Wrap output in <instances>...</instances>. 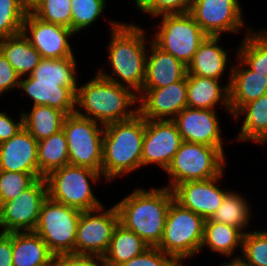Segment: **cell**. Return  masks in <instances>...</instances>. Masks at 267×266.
<instances>
[{
  "instance_id": "6da1fadb",
  "label": "cell",
  "mask_w": 267,
  "mask_h": 266,
  "mask_svg": "<svg viewBox=\"0 0 267 266\" xmlns=\"http://www.w3.org/2000/svg\"><path fill=\"white\" fill-rule=\"evenodd\" d=\"M109 64L112 74L100 70L98 73L121 86L133 89L136 94L142 91L146 74V35L144 29L132 23L110 22ZM124 82V83H123Z\"/></svg>"
},
{
  "instance_id": "7a4b0ae2",
  "label": "cell",
  "mask_w": 267,
  "mask_h": 266,
  "mask_svg": "<svg viewBox=\"0 0 267 266\" xmlns=\"http://www.w3.org/2000/svg\"><path fill=\"white\" fill-rule=\"evenodd\" d=\"M174 200L168 186L136 188L116 205L119 223L136 233L150 247H157L162 240L168 209Z\"/></svg>"
},
{
  "instance_id": "3957f363",
  "label": "cell",
  "mask_w": 267,
  "mask_h": 266,
  "mask_svg": "<svg viewBox=\"0 0 267 266\" xmlns=\"http://www.w3.org/2000/svg\"><path fill=\"white\" fill-rule=\"evenodd\" d=\"M135 103H138V94L99 73L78 87L76 93V113L103 125L134 117L139 113L138 106L136 110L132 108Z\"/></svg>"
},
{
  "instance_id": "277c9868",
  "label": "cell",
  "mask_w": 267,
  "mask_h": 266,
  "mask_svg": "<svg viewBox=\"0 0 267 266\" xmlns=\"http://www.w3.org/2000/svg\"><path fill=\"white\" fill-rule=\"evenodd\" d=\"M104 126L102 177L109 181L140 169L146 120L137 113Z\"/></svg>"
},
{
  "instance_id": "5b68a950",
  "label": "cell",
  "mask_w": 267,
  "mask_h": 266,
  "mask_svg": "<svg viewBox=\"0 0 267 266\" xmlns=\"http://www.w3.org/2000/svg\"><path fill=\"white\" fill-rule=\"evenodd\" d=\"M204 225L203 217L173 200L166 216L163 237L157 248L182 265L183 260L199 253Z\"/></svg>"
},
{
  "instance_id": "8992f818",
  "label": "cell",
  "mask_w": 267,
  "mask_h": 266,
  "mask_svg": "<svg viewBox=\"0 0 267 266\" xmlns=\"http://www.w3.org/2000/svg\"><path fill=\"white\" fill-rule=\"evenodd\" d=\"M101 176L102 173L87 167L66 165L54 169L45 177L48 196L80 211L98 209L103 204L94 196L90 182L96 183Z\"/></svg>"
},
{
  "instance_id": "52a82bcc",
  "label": "cell",
  "mask_w": 267,
  "mask_h": 266,
  "mask_svg": "<svg viewBox=\"0 0 267 266\" xmlns=\"http://www.w3.org/2000/svg\"><path fill=\"white\" fill-rule=\"evenodd\" d=\"M224 148L183 141L165 170L171 182V190L188 181H201L223 173L225 165Z\"/></svg>"
},
{
  "instance_id": "ba28073f",
  "label": "cell",
  "mask_w": 267,
  "mask_h": 266,
  "mask_svg": "<svg viewBox=\"0 0 267 266\" xmlns=\"http://www.w3.org/2000/svg\"><path fill=\"white\" fill-rule=\"evenodd\" d=\"M81 211L52 200L49 196L41 206L34 229L55 255L75 256V241Z\"/></svg>"
},
{
  "instance_id": "9c48e42d",
  "label": "cell",
  "mask_w": 267,
  "mask_h": 266,
  "mask_svg": "<svg viewBox=\"0 0 267 266\" xmlns=\"http://www.w3.org/2000/svg\"><path fill=\"white\" fill-rule=\"evenodd\" d=\"M160 17L162 21L152 42L188 66L207 35L189 12L163 14Z\"/></svg>"
},
{
  "instance_id": "30bf717a",
  "label": "cell",
  "mask_w": 267,
  "mask_h": 266,
  "mask_svg": "<svg viewBox=\"0 0 267 266\" xmlns=\"http://www.w3.org/2000/svg\"><path fill=\"white\" fill-rule=\"evenodd\" d=\"M104 128L103 124L76 112L66 115L62 129L67 139L69 165L87 167L102 173Z\"/></svg>"
},
{
  "instance_id": "8fae6325",
  "label": "cell",
  "mask_w": 267,
  "mask_h": 266,
  "mask_svg": "<svg viewBox=\"0 0 267 266\" xmlns=\"http://www.w3.org/2000/svg\"><path fill=\"white\" fill-rule=\"evenodd\" d=\"M103 209L104 206L81 211L76 231L75 256L101 259L107 252L113 231L119 223V213L116 205L106 211Z\"/></svg>"
},
{
  "instance_id": "7c38bea8",
  "label": "cell",
  "mask_w": 267,
  "mask_h": 266,
  "mask_svg": "<svg viewBox=\"0 0 267 266\" xmlns=\"http://www.w3.org/2000/svg\"><path fill=\"white\" fill-rule=\"evenodd\" d=\"M47 197V182L45 177H41L16 198L4 202L0 206L1 232L34 231L42 203Z\"/></svg>"
},
{
  "instance_id": "4fadbf2b",
  "label": "cell",
  "mask_w": 267,
  "mask_h": 266,
  "mask_svg": "<svg viewBox=\"0 0 267 266\" xmlns=\"http://www.w3.org/2000/svg\"><path fill=\"white\" fill-rule=\"evenodd\" d=\"M189 13L207 36L236 33L245 25L238 0H192Z\"/></svg>"
},
{
  "instance_id": "5bb4252c",
  "label": "cell",
  "mask_w": 267,
  "mask_h": 266,
  "mask_svg": "<svg viewBox=\"0 0 267 266\" xmlns=\"http://www.w3.org/2000/svg\"><path fill=\"white\" fill-rule=\"evenodd\" d=\"M182 142L173 120H146L141 166L154 163L165 171Z\"/></svg>"
},
{
  "instance_id": "9a60e30c",
  "label": "cell",
  "mask_w": 267,
  "mask_h": 266,
  "mask_svg": "<svg viewBox=\"0 0 267 266\" xmlns=\"http://www.w3.org/2000/svg\"><path fill=\"white\" fill-rule=\"evenodd\" d=\"M22 32L42 58L75 57L68 41L75 34L70 28L45 22L30 13L24 19Z\"/></svg>"
},
{
  "instance_id": "2e32d148",
  "label": "cell",
  "mask_w": 267,
  "mask_h": 266,
  "mask_svg": "<svg viewBox=\"0 0 267 266\" xmlns=\"http://www.w3.org/2000/svg\"><path fill=\"white\" fill-rule=\"evenodd\" d=\"M138 102L145 120H173L187 107V76L162 88L142 89Z\"/></svg>"
},
{
  "instance_id": "e0dca14e",
  "label": "cell",
  "mask_w": 267,
  "mask_h": 266,
  "mask_svg": "<svg viewBox=\"0 0 267 266\" xmlns=\"http://www.w3.org/2000/svg\"><path fill=\"white\" fill-rule=\"evenodd\" d=\"M223 174L207 180L188 181L176 185L172 189L174 200L205 220L210 219L229 192L221 190L216 185Z\"/></svg>"
},
{
  "instance_id": "ac0fdd59",
  "label": "cell",
  "mask_w": 267,
  "mask_h": 266,
  "mask_svg": "<svg viewBox=\"0 0 267 266\" xmlns=\"http://www.w3.org/2000/svg\"><path fill=\"white\" fill-rule=\"evenodd\" d=\"M214 109H195L185 107L173 121L183 141L223 148L220 123Z\"/></svg>"
},
{
  "instance_id": "d6986e66",
  "label": "cell",
  "mask_w": 267,
  "mask_h": 266,
  "mask_svg": "<svg viewBox=\"0 0 267 266\" xmlns=\"http://www.w3.org/2000/svg\"><path fill=\"white\" fill-rule=\"evenodd\" d=\"M236 59L240 61L232 65L227 80L231 116L245 104L267 94V75L252 71L239 57Z\"/></svg>"
},
{
  "instance_id": "ffe728a7",
  "label": "cell",
  "mask_w": 267,
  "mask_h": 266,
  "mask_svg": "<svg viewBox=\"0 0 267 266\" xmlns=\"http://www.w3.org/2000/svg\"><path fill=\"white\" fill-rule=\"evenodd\" d=\"M0 170L39 173L38 141L24 127L11 139L0 143Z\"/></svg>"
},
{
  "instance_id": "44dd1931",
  "label": "cell",
  "mask_w": 267,
  "mask_h": 266,
  "mask_svg": "<svg viewBox=\"0 0 267 266\" xmlns=\"http://www.w3.org/2000/svg\"><path fill=\"white\" fill-rule=\"evenodd\" d=\"M79 86H59V83H35L32 75L20 78L19 88L32 99L33 106L45 105L63 111L66 115L76 112V93Z\"/></svg>"
},
{
  "instance_id": "7402d4cb",
  "label": "cell",
  "mask_w": 267,
  "mask_h": 266,
  "mask_svg": "<svg viewBox=\"0 0 267 266\" xmlns=\"http://www.w3.org/2000/svg\"><path fill=\"white\" fill-rule=\"evenodd\" d=\"M147 55L145 81L142 89L162 88L187 75V66L171 54L158 48L151 40Z\"/></svg>"
},
{
  "instance_id": "603a6c76",
  "label": "cell",
  "mask_w": 267,
  "mask_h": 266,
  "mask_svg": "<svg viewBox=\"0 0 267 266\" xmlns=\"http://www.w3.org/2000/svg\"><path fill=\"white\" fill-rule=\"evenodd\" d=\"M187 107L215 109L220 102L229 113V87L220 86V80L187 74Z\"/></svg>"
},
{
  "instance_id": "cb8c5ba5",
  "label": "cell",
  "mask_w": 267,
  "mask_h": 266,
  "mask_svg": "<svg viewBox=\"0 0 267 266\" xmlns=\"http://www.w3.org/2000/svg\"><path fill=\"white\" fill-rule=\"evenodd\" d=\"M220 37L207 36L200 44L187 74L220 80L228 64V52L219 45Z\"/></svg>"
},
{
  "instance_id": "d4e9b609",
  "label": "cell",
  "mask_w": 267,
  "mask_h": 266,
  "mask_svg": "<svg viewBox=\"0 0 267 266\" xmlns=\"http://www.w3.org/2000/svg\"><path fill=\"white\" fill-rule=\"evenodd\" d=\"M13 266H41L55 255L34 231L12 232Z\"/></svg>"
},
{
  "instance_id": "484cf974",
  "label": "cell",
  "mask_w": 267,
  "mask_h": 266,
  "mask_svg": "<svg viewBox=\"0 0 267 266\" xmlns=\"http://www.w3.org/2000/svg\"><path fill=\"white\" fill-rule=\"evenodd\" d=\"M149 247L136 233L118 223L113 231L109 248L101 258V263L103 266H120Z\"/></svg>"
},
{
  "instance_id": "4316f807",
  "label": "cell",
  "mask_w": 267,
  "mask_h": 266,
  "mask_svg": "<svg viewBox=\"0 0 267 266\" xmlns=\"http://www.w3.org/2000/svg\"><path fill=\"white\" fill-rule=\"evenodd\" d=\"M0 51L20 78L31 75L42 59L41 54L31 45L23 32L11 37L1 38Z\"/></svg>"
},
{
  "instance_id": "83f0119b",
  "label": "cell",
  "mask_w": 267,
  "mask_h": 266,
  "mask_svg": "<svg viewBox=\"0 0 267 266\" xmlns=\"http://www.w3.org/2000/svg\"><path fill=\"white\" fill-rule=\"evenodd\" d=\"M245 116L237 140L267 143V94L245 104L233 117Z\"/></svg>"
},
{
  "instance_id": "f1b7e54d",
  "label": "cell",
  "mask_w": 267,
  "mask_h": 266,
  "mask_svg": "<svg viewBox=\"0 0 267 266\" xmlns=\"http://www.w3.org/2000/svg\"><path fill=\"white\" fill-rule=\"evenodd\" d=\"M22 114L24 128L37 141L62 130L66 117L63 111L45 105H35L30 112Z\"/></svg>"
},
{
  "instance_id": "f546056e",
  "label": "cell",
  "mask_w": 267,
  "mask_h": 266,
  "mask_svg": "<svg viewBox=\"0 0 267 266\" xmlns=\"http://www.w3.org/2000/svg\"><path fill=\"white\" fill-rule=\"evenodd\" d=\"M243 235L238 228L206 219L201 250L208 246L212 252L231 257L237 247L242 248Z\"/></svg>"
},
{
  "instance_id": "4dcf8cb0",
  "label": "cell",
  "mask_w": 267,
  "mask_h": 266,
  "mask_svg": "<svg viewBox=\"0 0 267 266\" xmlns=\"http://www.w3.org/2000/svg\"><path fill=\"white\" fill-rule=\"evenodd\" d=\"M69 165L66 135L62 130L38 141L39 176L46 177L54 169Z\"/></svg>"
},
{
  "instance_id": "1f68e13d",
  "label": "cell",
  "mask_w": 267,
  "mask_h": 266,
  "mask_svg": "<svg viewBox=\"0 0 267 266\" xmlns=\"http://www.w3.org/2000/svg\"><path fill=\"white\" fill-rule=\"evenodd\" d=\"M75 57L42 58L31 75L35 83H59V86H78Z\"/></svg>"
},
{
  "instance_id": "d6a6232c",
  "label": "cell",
  "mask_w": 267,
  "mask_h": 266,
  "mask_svg": "<svg viewBox=\"0 0 267 266\" xmlns=\"http://www.w3.org/2000/svg\"><path fill=\"white\" fill-rule=\"evenodd\" d=\"M246 201L241 194L230 190L210 220L233 226L245 234L246 232L243 231L246 230V226L252 218L251 207Z\"/></svg>"
},
{
  "instance_id": "836d02e7",
  "label": "cell",
  "mask_w": 267,
  "mask_h": 266,
  "mask_svg": "<svg viewBox=\"0 0 267 266\" xmlns=\"http://www.w3.org/2000/svg\"><path fill=\"white\" fill-rule=\"evenodd\" d=\"M237 53V57L252 71L267 75V29L253 32L248 28Z\"/></svg>"
},
{
  "instance_id": "e575fe53",
  "label": "cell",
  "mask_w": 267,
  "mask_h": 266,
  "mask_svg": "<svg viewBox=\"0 0 267 266\" xmlns=\"http://www.w3.org/2000/svg\"><path fill=\"white\" fill-rule=\"evenodd\" d=\"M106 0H71V30L77 34L101 16Z\"/></svg>"
},
{
  "instance_id": "d590c367",
  "label": "cell",
  "mask_w": 267,
  "mask_h": 266,
  "mask_svg": "<svg viewBox=\"0 0 267 266\" xmlns=\"http://www.w3.org/2000/svg\"><path fill=\"white\" fill-rule=\"evenodd\" d=\"M241 252L240 259L246 266H267V230H248L243 235Z\"/></svg>"
},
{
  "instance_id": "8d00e7d4",
  "label": "cell",
  "mask_w": 267,
  "mask_h": 266,
  "mask_svg": "<svg viewBox=\"0 0 267 266\" xmlns=\"http://www.w3.org/2000/svg\"><path fill=\"white\" fill-rule=\"evenodd\" d=\"M26 15L21 0H0V39L21 33Z\"/></svg>"
},
{
  "instance_id": "74e56055",
  "label": "cell",
  "mask_w": 267,
  "mask_h": 266,
  "mask_svg": "<svg viewBox=\"0 0 267 266\" xmlns=\"http://www.w3.org/2000/svg\"><path fill=\"white\" fill-rule=\"evenodd\" d=\"M38 178L39 173H23L0 170V206L16 198L29 188Z\"/></svg>"
},
{
  "instance_id": "f35d334b",
  "label": "cell",
  "mask_w": 267,
  "mask_h": 266,
  "mask_svg": "<svg viewBox=\"0 0 267 266\" xmlns=\"http://www.w3.org/2000/svg\"><path fill=\"white\" fill-rule=\"evenodd\" d=\"M33 14L45 22L71 29V0H44Z\"/></svg>"
},
{
  "instance_id": "ab89813d",
  "label": "cell",
  "mask_w": 267,
  "mask_h": 266,
  "mask_svg": "<svg viewBox=\"0 0 267 266\" xmlns=\"http://www.w3.org/2000/svg\"><path fill=\"white\" fill-rule=\"evenodd\" d=\"M192 0H146L138 9L153 17L163 14L187 13Z\"/></svg>"
},
{
  "instance_id": "60d3db41",
  "label": "cell",
  "mask_w": 267,
  "mask_h": 266,
  "mask_svg": "<svg viewBox=\"0 0 267 266\" xmlns=\"http://www.w3.org/2000/svg\"><path fill=\"white\" fill-rule=\"evenodd\" d=\"M120 266H183L174 257L165 254L157 247H149L140 255Z\"/></svg>"
},
{
  "instance_id": "b9f144b4",
  "label": "cell",
  "mask_w": 267,
  "mask_h": 266,
  "mask_svg": "<svg viewBox=\"0 0 267 266\" xmlns=\"http://www.w3.org/2000/svg\"><path fill=\"white\" fill-rule=\"evenodd\" d=\"M19 81L20 77L15 69L0 51V96L12 88H18Z\"/></svg>"
},
{
  "instance_id": "7bdbcfd3",
  "label": "cell",
  "mask_w": 267,
  "mask_h": 266,
  "mask_svg": "<svg viewBox=\"0 0 267 266\" xmlns=\"http://www.w3.org/2000/svg\"><path fill=\"white\" fill-rule=\"evenodd\" d=\"M20 120L14 121L6 112H0V143L11 139L23 129V114Z\"/></svg>"
},
{
  "instance_id": "ee69618b",
  "label": "cell",
  "mask_w": 267,
  "mask_h": 266,
  "mask_svg": "<svg viewBox=\"0 0 267 266\" xmlns=\"http://www.w3.org/2000/svg\"><path fill=\"white\" fill-rule=\"evenodd\" d=\"M57 266H103V265L101 263V259L94 257L57 255Z\"/></svg>"
},
{
  "instance_id": "f6af8a7d",
  "label": "cell",
  "mask_w": 267,
  "mask_h": 266,
  "mask_svg": "<svg viewBox=\"0 0 267 266\" xmlns=\"http://www.w3.org/2000/svg\"><path fill=\"white\" fill-rule=\"evenodd\" d=\"M0 266H13L12 232L0 233Z\"/></svg>"
},
{
  "instance_id": "bcb514c9",
  "label": "cell",
  "mask_w": 267,
  "mask_h": 266,
  "mask_svg": "<svg viewBox=\"0 0 267 266\" xmlns=\"http://www.w3.org/2000/svg\"><path fill=\"white\" fill-rule=\"evenodd\" d=\"M43 2L44 0H21L27 14L33 13Z\"/></svg>"
},
{
  "instance_id": "7dc6e473",
  "label": "cell",
  "mask_w": 267,
  "mask_h": 266,
  "mask_svg": "<svg viewBox=\"0 0 267 266\" xmlns=\"http://www.w3.org/2000/svg\"><path fill=\"white\" fill-rule=\"evenodd\" d=\"M222 266H246L242 260L240 259V256H236V258H232L230 259V262H224V265H223V262H221Z\"/></svg>"
},
{
  "instance_id": "c3c4849f",
  "label": "cell",
  "mask_w": 267,
  "mask_h": 266,
  "mask_svg": "<svg viewBox=\"0 0 267 266\" xmlns=\"http://www.w3.org/2000/svg\"><path fill=\"white\" fill-rule=\"evenodd\" d=\"M41 266H57V256H54L49 262Z\"/></svg>"
},
{
  "instance_id": "681fc988",
  "label": "cell",
  "mask_w": 267,
  "mask_h": 266,
  "mask_svg": "<svg viewBox=\"0 0 267 266\" xmlns=\"http://www.w3.org/2000/svg\"><path fill=\"white\" fill-rule=\"evenodd\" d=\"M146 0H135L137 8H139Z\"/></svg>"
}]
</instances>
